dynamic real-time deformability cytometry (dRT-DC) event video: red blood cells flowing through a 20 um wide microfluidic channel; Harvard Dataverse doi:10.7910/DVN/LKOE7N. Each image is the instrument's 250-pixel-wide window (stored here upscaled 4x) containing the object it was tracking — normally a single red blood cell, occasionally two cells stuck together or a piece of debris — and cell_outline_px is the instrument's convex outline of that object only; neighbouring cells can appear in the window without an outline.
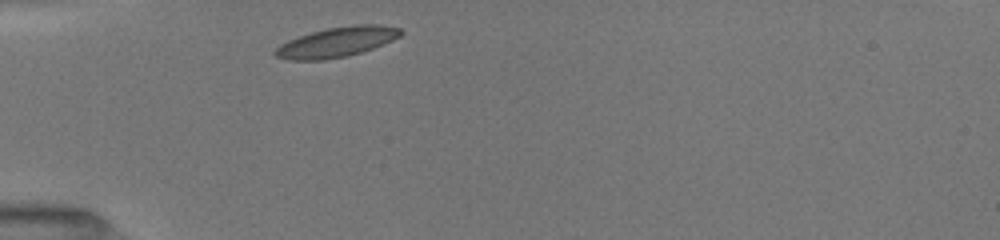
{"species": "common noctule bat (a hibernating species)", "species_latin": "Nyctalus noctula", "temperature_condition": "room temperature", "stored_images_in_passage": 7, "camera_frame_rate_fps": 3000, "um_per_image_px": 0.085, "animal": {"sex": "female", "body_mass_g": 19.5, "forearm_length_mm": 54.1}, "frame": {"image": 1, "passage_image": 1, "time_ms": 0.0, "image_size_px": [1000, 240], "cell_outline_px": [[404, 32], [400, 36], [392, 40], [372, 48], [348, 56], [324, 60], [288, 60], [276, 56], [272, 52], [280, 44], [288, 40], [312, 32], [328, 28], [356, 24], [376, 24], [400, 28]], "centroid_in_image_um": [28.61, 3.58], "position_along_channel_um": 56.4, "area_um2": 21.79}}
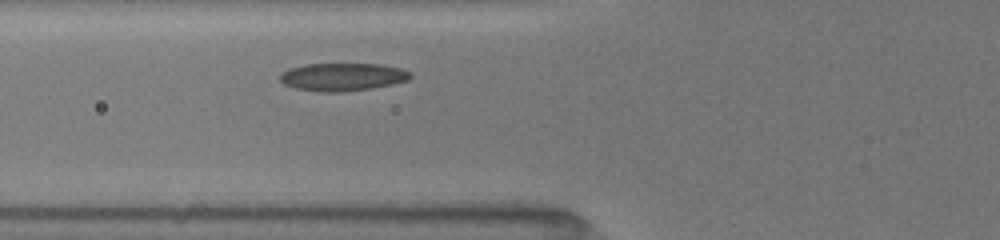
{"frame": {"image": 2, "passage_image": 4, "time_ms": 1.333, "image_size_px": [1000, 240], "cell_outline_px": [[412, 76], [408, 80], [392, 84], [372, 88], [344, 92], [324, 92], [296, 88], [284, 84], [280, 80], [280, 76], [288, 68], [308, 64], [380, 64], [400, 68], [408, 72]], "centroid_in_image_um": [29.12, 6.54], "position_along_channel_um": 96.7, "area_um2": 20.98}}
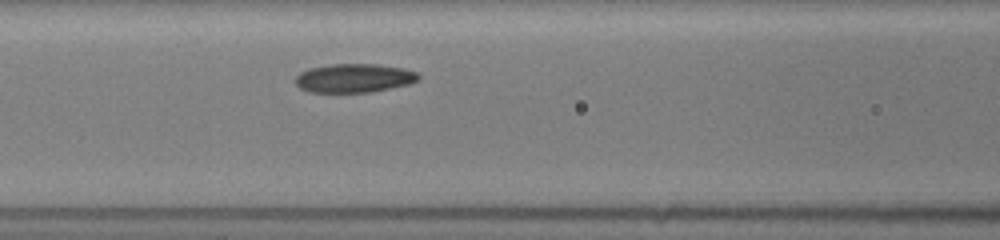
{"frame": {"image": 3, "passage_image": 6, "time_ms": 2.333, "image_size_px": [1000, 240], "cell_outline_px": [[420, 80], [408, 84], [372, 92], [308, 92], [300, 88], [296, 84], [296, 76], [300, 72], [308, 68], [332, 64], [376, 64], [404, 68], [416, 72], [420, 76]], "centroid_in_image_um": [30.1, 6.64], "position_along_channel_um": 136.5, "area_um2": 20.69}}